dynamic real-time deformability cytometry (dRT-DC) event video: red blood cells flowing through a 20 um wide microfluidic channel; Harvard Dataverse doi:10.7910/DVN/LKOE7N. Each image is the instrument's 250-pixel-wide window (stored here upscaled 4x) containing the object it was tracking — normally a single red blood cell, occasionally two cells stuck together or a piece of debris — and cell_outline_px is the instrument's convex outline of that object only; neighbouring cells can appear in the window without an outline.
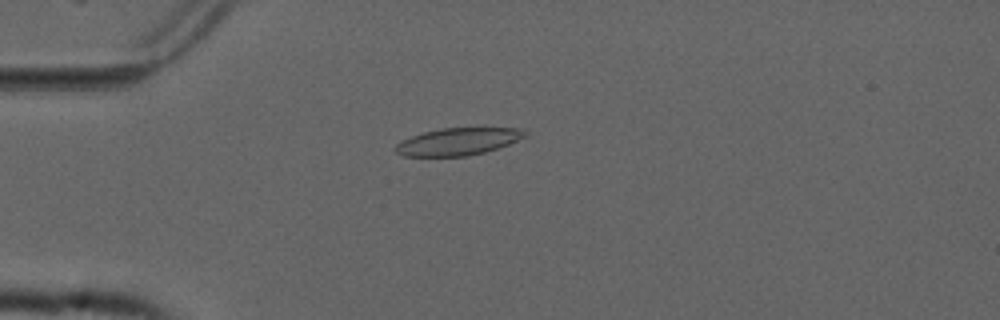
{"species": "common noctule bat (a hibernating species)", "species_latin": "Nyctalus noctula", "temperature_condition": "cold", "stored_images_in_passage": 49, "camera_frame_rate_fps": 3000, "um_per_image_px": 0.085, "animal": {"sex": "male", "forearm_length_mm": 52.5}, "frame": {"image": 1, "passage_image": 9, "time_ms": 2.667, "image_size_px": [1000, 320], "cell_outline_px": [[528, 136], [508, 144], [484, 152], [468, 156], [404, 156], [396, 152], [392, 148], [400, 140], [424, 132], [440, 128], [524, 128], [528, 132]], "centroid_in_image_um": [38.93, 12.03], "position_along_channel_um": 46.1, "area_um2": 20.69}}
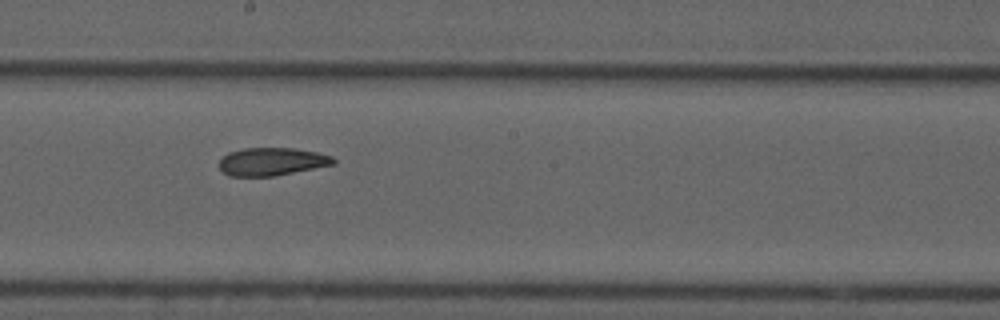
{"frame": {"image": 2, "passage_image": 25, "time_ms": 8.0, "image_size_px": [1000, 320], "cell_outline_px": [[336, 164], [272, 176], [228, 176], [220, 168], [220, 160], [228, 152], [244, 148], [292, 148], [316, 152], [332, 156], [336, 160]], "centroid_in_image_um": [23.11, 13.73], "position_along_channel_um": 225.1, "area_um2": 18.44}}
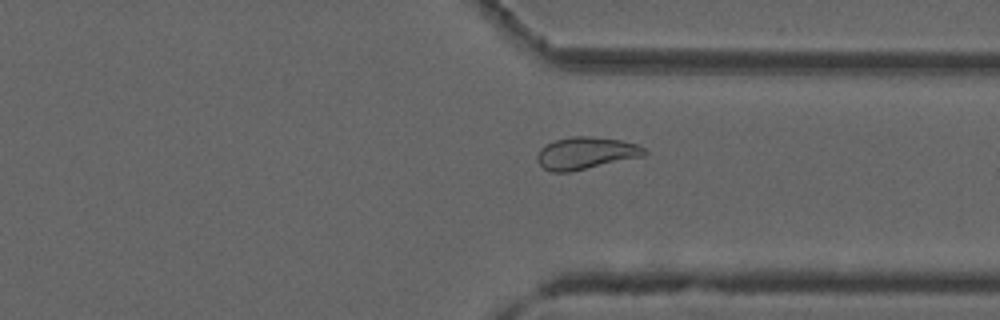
{"frame": {"image": 3, "passage_image": 36, "time_ms": 11.667, "image_size_px": [1000, 320], "cell_outline_px": [[648, 152], [644, 156], [568, 172], [552, 172], [544, 168], [536, 160], [536, 156], [540, 148], [556, 140], [572, 136], [592, 136], [620, 140], [636, 144], [644, 148]], "centroid_in_image_um": [49.79, 13.01], "position_along_channel_um": 361.6, "area_um2": 19.94}, "authors_computed_cell_mechanics": {"area_um2": 20.808, "velocity_mm_per_s": 3.7285, "shape_relaxation_time_tau1_ms": null, "shape_relaxation_time_tau2_ms": 2.118, "deformation_change_tau1": null, "deformation_change_tau2": 0.0709}}